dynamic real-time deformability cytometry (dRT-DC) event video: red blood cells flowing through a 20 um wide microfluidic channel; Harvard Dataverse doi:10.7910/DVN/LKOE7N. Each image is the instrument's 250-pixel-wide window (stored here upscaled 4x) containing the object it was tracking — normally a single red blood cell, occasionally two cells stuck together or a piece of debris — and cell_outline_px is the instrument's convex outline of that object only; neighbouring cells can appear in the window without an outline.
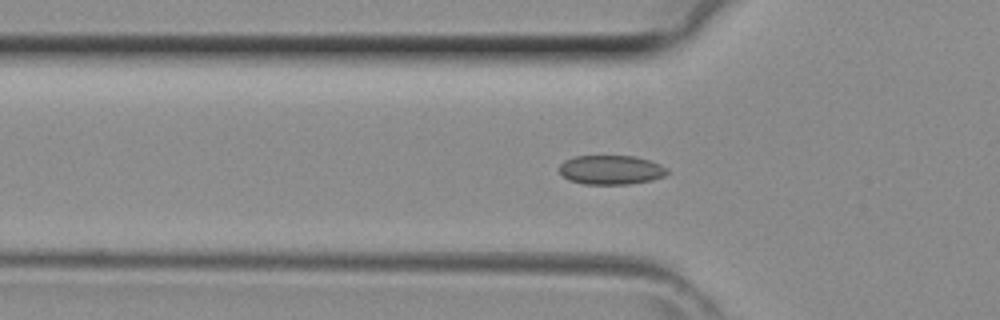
{"species": "common noctule bat (a hibernating species)", "species_latin": "Nyctalus noctula", "temperature_condition": "room temperature", "stored_images_in_passage": 44, "camera_frame_rate_fps": 3000, "um_per_image_px": 0.085, "animal": {"sex": "female", "body_mass_g": 29.2, "forearm_length_mm": 56.3}, "frame": {"image": 1, "passage_image": 14, "time_ms": 4.333, "image_size_px": [1000, 320], "cell_outline_px": [[668, 172], [664, 176], [652, 180], [628, 184], [584, 184], [568, 180], [560, 172], [560, 164], [564, 160], [572, 156], [636, 156], [660, 164], [668, 168]], "centroid_in_image_um": [51.93, 14.43], "position_along_channel_um": 73.9, "area_um2": 18.44}}
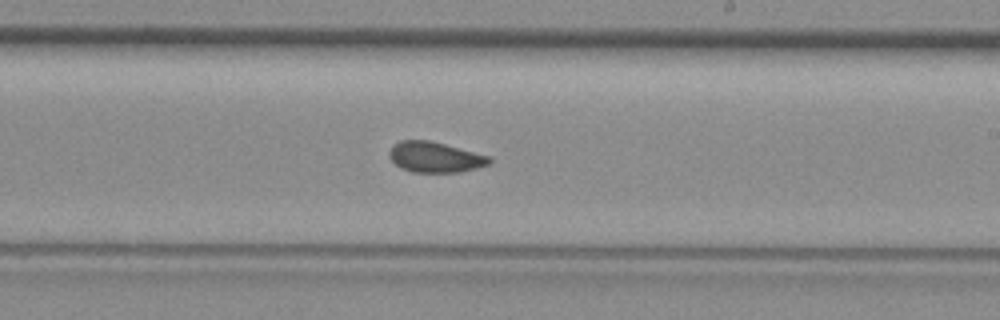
{"frame": {"image": 2, "passage_image": 25, "time_ms": 8.0, "image_size_px": [1000, 320], "cell_outline_px": [[492, 160], [488, 164], [476, 168], [460, 172], [412, 172], [400, 168], [388, 156], [388, 152], [392, 144], [400, 140], [428, 140], [492, 156]], "centroid_in_image_um": [36.96, 13.35], "position_along_channel_um": 252.0, "area_um2": 17.92}}
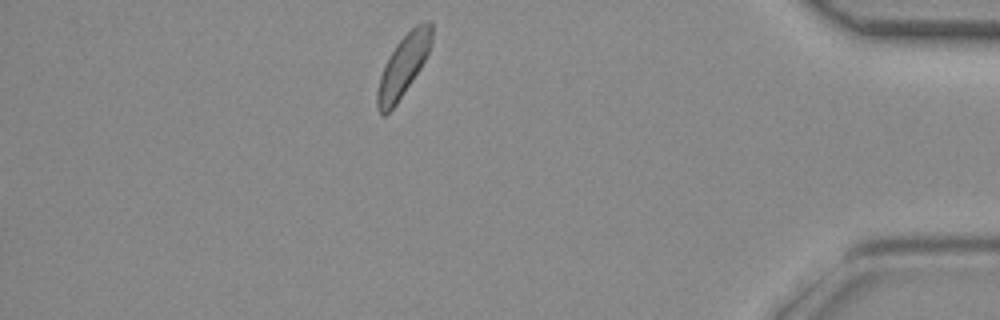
{"frame": {"image": 3, "passage_image": 44, "time_ms": 14.333, "image_size_px": [1000, 320], "cell_outline_px": [[432, 44], [420, 68], [396, 104], [384, 116], [376, 108], [376, 92], [380, 76], [396, 44], [416, 24], [424, 20], [432, 20]], "centroid_in_image_um": [34.29, 5.57], "position_along_channel_um": 400.9, "area_um2": 19.07}}